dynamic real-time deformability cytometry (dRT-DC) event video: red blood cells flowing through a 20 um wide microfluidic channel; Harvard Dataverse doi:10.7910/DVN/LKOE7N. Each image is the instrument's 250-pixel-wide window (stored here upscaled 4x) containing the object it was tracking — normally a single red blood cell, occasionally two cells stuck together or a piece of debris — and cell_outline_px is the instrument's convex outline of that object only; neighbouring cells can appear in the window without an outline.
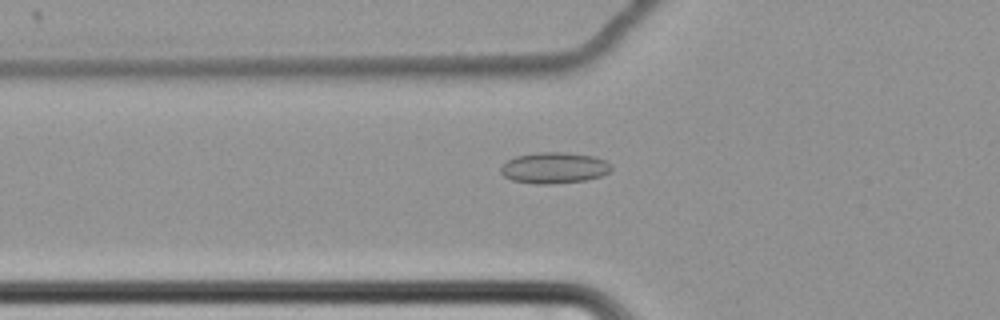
{"species": "common noctule bat (a hibernating species)", "species_latin": "Nyctalus noctula", "temperature_condition": "cold", "stored_images_in_passage": 63, "camera_frame_rate_fps": 3000, "um_per_image_px": 0.085, "animal": {"sex": "female", "body_mass_g": 22.7, "forearm_length_mm": 54.2}, "frame": {"image": 1, "passage_image": 25, "time_ms": 8.0, "image_size_px": [1000, 320], "cell_outline_px": [[612, 168], [608, 172], [600, 176], [588, 180], [552, 184], [536, 184], [512, 180], [504, 176], [500, 172], [500, 168], [508, 160], [516, 156], [540, 152], [568, 152], [592, 156], [604, 160], [612, 164]], "centroid_in_image_um": [47.11, 14.27], "position_along_channel_um": 78.7, "area_um2": 20.06}}
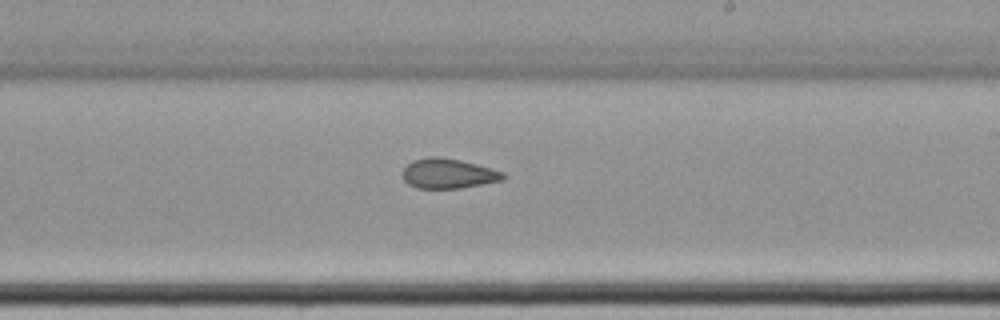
{"frame": {"image": 2, "passage_image": 40, "time_ms": 13.0, "image_size_px": [1000, 320], "cell_outline_px": [[508, 176], [504, 180], [460, 188], [416, 188], [408, 184], [404, 180], [400, 172], [412, 160], [428, 156], [440, 156], [460, 160], [476, 164], [504, 172]], "centroid_in_image_um": [38.08, 14.74], "position_along_channel_um": 250.9, "area_um2": 17.74}}
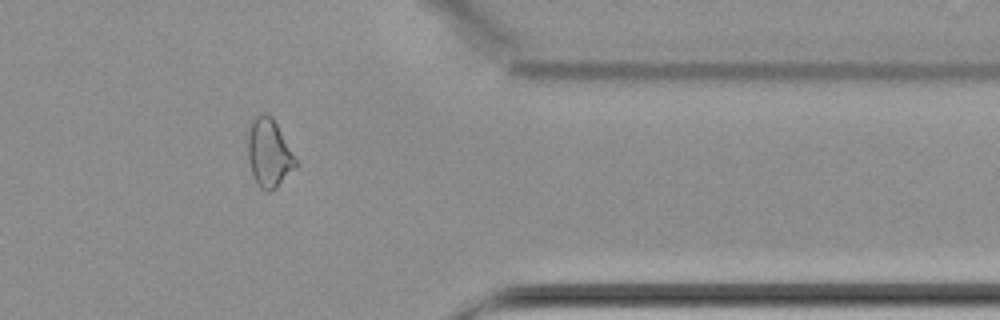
{"frame": {"image": 3, "passage_image": 53, "time_ms": 17.333, "image_size_px": [1000, 320], "cell_outline_px": [[296, 168], [276, 188], [268, 192], [264, 192], [256, 184], [248, 160], [248, 128], [252, 120], [260, 112], [268, 112], [272, 116], [296, 160]], "centroid_in_image_um": [22.84, 13.01], "position_along_channel_um": 388.6, "area_um2": 19.07}, "authors_computed_cell_mechanics": {"area_um2": 20.0566, "velocity_mm_per_s": 3.454, "shape_relaxation_time_tau1_ms": null, "shape_relaxation_time_tau2_ms": 3.3432, "deformation_change_tau1": null, "deformation_change_tau2": 0.101}}